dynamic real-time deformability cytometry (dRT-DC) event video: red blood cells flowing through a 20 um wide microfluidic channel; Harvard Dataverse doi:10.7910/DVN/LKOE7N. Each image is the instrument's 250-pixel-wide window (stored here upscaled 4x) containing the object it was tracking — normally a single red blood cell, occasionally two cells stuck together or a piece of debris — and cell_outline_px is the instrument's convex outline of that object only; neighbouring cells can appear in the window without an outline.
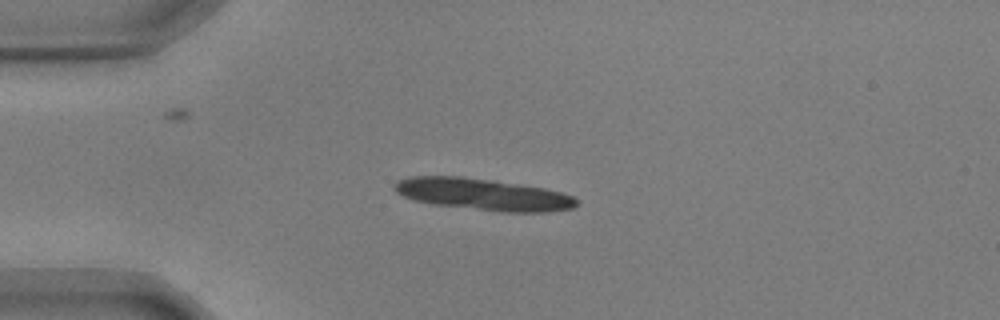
{"species": "common noctule bat (a hibernating species)", "species_latin": "Nyctalus noctula", "temperature_condition": "warm", "stored_images_in_passage": 22, "camera_frame_rate_fps": 3000, "um_per_image_px": 0.085, "animal": {"sex": "male", "body_mass_g": 17.9, "forearm_length_mm": 54.2}, "frame": {"image": 1, "passage_image": 1, "time_ms": 0.0, "image_size_px": [1000, 320], "cell_outline_px": [[576, 204], [572, 208], [544, 212], [504, 212], [432, 204], [416, 200], [404, 196], [396, 192], [396, 184], [400, 180], [408, 176], [460, 176], [520, 184], [544, 188], [560, 192], [572, 196], [576, 200]], "centroid_in_image_um": [41.06, 16.52], "position_along_channel_um": 43.9, "area_um2": 33.18}}
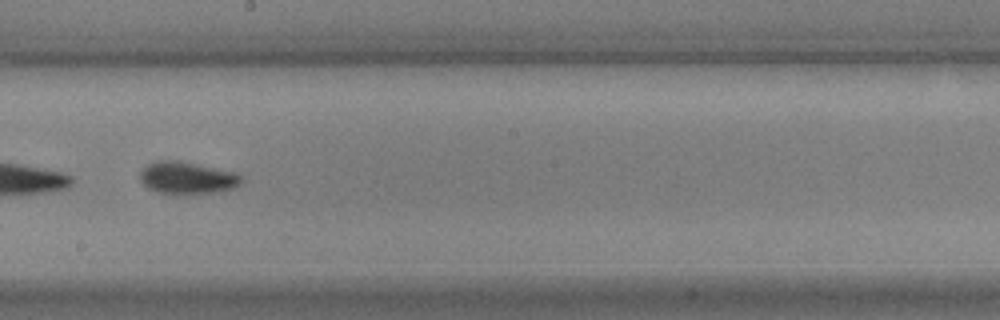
{"frame": {"image": 2, "passage_image": 19, "time_ms": 6.0, "image_size_px": [1000, 320], "cell_outline_px": [[244, 180], [240, 184], [232, 188], [216, 192], [160, 192], [148, 188], [140, 180], [140, 172], [148, 164], [156, 160], [180, 160], [236, 172]], "centroid_in_image_um": [15.92, 15.07], "position_along_channel_um": 232.3, "area_um2": 18.61}}